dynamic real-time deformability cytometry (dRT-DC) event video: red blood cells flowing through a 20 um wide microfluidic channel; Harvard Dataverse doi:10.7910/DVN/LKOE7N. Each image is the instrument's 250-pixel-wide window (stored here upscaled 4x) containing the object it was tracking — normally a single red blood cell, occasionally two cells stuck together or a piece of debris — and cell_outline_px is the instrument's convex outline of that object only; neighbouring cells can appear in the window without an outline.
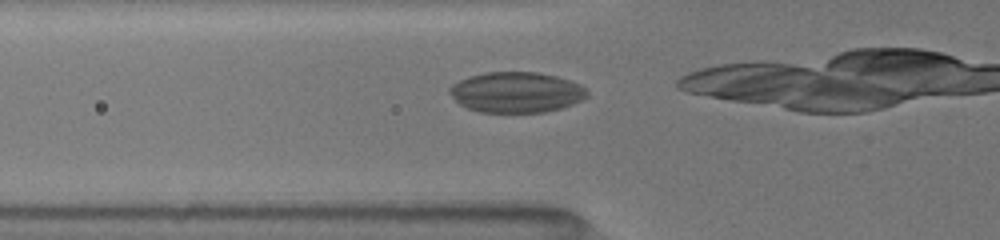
{"species": "common noctule bat (a hibernating species)", "species_latin": "Nyctalus noctula", "temperature_condition": "room temperature", "stored_images_in_passage": 5, "camera_frame_rate_fps": 3000, "um_per_image_px": 0.085, "animal": {"sex": "female", "body_mass_g": 19.5, "forearm_length_mm": 54.1}, "frame": {"image": 1, "passage_image": 3, "time_ms": 1.0, "image_size_px": [1000, 240], "cell_outline_px": [[588, 96], [572, 104], [560, 108], [544, 112], [480, 112], [468, 108], [460, 104], [448, 92], [448, 88], [452, 84], [468, 76], [484, 72], [540, 72], [556, 76], [580, 84], [588, 92]], "centroid_in_image_um": [43.86, 7.83], "position_along_channel_um": 81.9, "area_um2": 32.48}}